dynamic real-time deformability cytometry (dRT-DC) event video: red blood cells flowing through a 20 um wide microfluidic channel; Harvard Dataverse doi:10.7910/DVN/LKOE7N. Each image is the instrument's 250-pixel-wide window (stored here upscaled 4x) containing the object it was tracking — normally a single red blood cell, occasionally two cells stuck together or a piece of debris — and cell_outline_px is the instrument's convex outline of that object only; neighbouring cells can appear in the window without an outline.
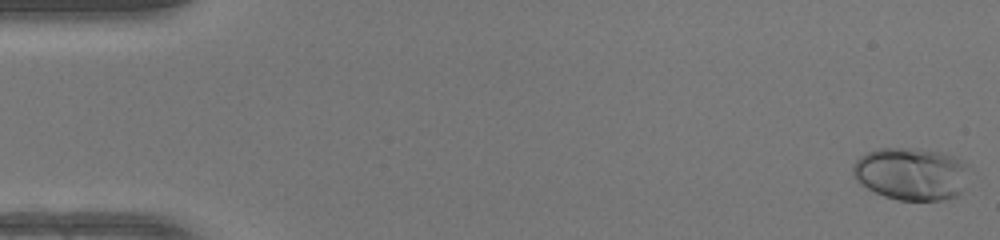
{"species": "human", "species_latin": "Homo sapiens", "temperature_condition": "warm", "stored_images_in_passage": 50, "camera_frame_rate_fps": 3000, "um_per_image_px": 0.085, "donor": {"sex": "female"}, "frame": {"image": 1, "passage_image": 1, "time_ms": 0.0, "image_size_px": [1000, 240], "cell_outline_px": [[968, 164], [960, 192], [956, 196], [944, 200], [896, 200], [884, 196], [868, 188], [856, 180], [852, 172], [852, 168], [856, 160], [860, 156], [868, 152], [880, 148], [908, 148], [940, 152], [956, 156]], "centroid_in_image_um": [77.42, 14.77], "position_along_channel_um": 7.6, "area_um2": 35.32}}
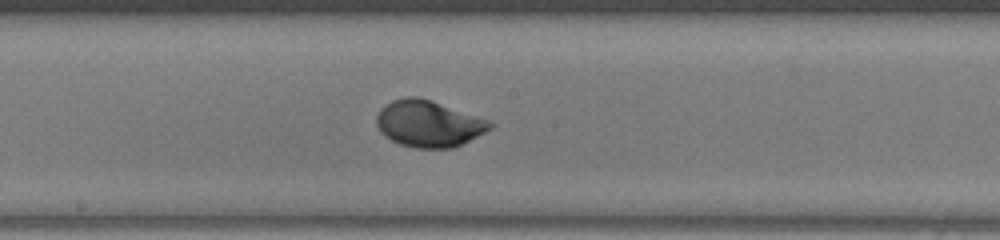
{"frame": {"image": 2, "passage_image": 27, "time_ms": 8.667, "image_size_px": [1000, 240], "cell_outline_px": [[496, 124], [492, 128], [452, 148], [416, 148], [400, 144], [384, 136], [380, 132], [376, 124], [376, 116], [380, 108], [392, 100], [404, 96], [416, 96], [432, 100], [488, 120]], "centroid_in_image_um": [36.39, 10.5], "position_along_channel_um": 211.8, "area_um2": 30.69}}
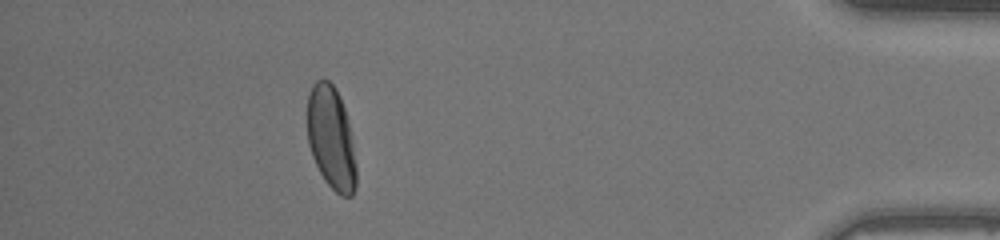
{"frame": {"image": 3, "passage_image": 45, "time_ms": 14.667, "image_size_px": [1000, 240], "cell_outline_px": [[356, 188], [352, 196], [340, 196], [324, 180], [312, 156], [308, 144], [308, 96], [312, 84], [316, 80], [328, 80], [336, 88], [344, 108], [352, 136], [356, 164]], "centroid_in_image_um": [28.16, 11.75], "position_along_channel_um": 407.0, "area_um2": 29.36}, "authors_computed_cell_mechanics": {"area_um2": 29.9693, "velocity_mm_per_s": 4.167, "shape_relaxation_time_tau1_ms": 2.5835, "shape_relaxation_time_tau2_ms": null, "deformation_change_tau1": 0.1693, "deformation_change_tau2": null}}